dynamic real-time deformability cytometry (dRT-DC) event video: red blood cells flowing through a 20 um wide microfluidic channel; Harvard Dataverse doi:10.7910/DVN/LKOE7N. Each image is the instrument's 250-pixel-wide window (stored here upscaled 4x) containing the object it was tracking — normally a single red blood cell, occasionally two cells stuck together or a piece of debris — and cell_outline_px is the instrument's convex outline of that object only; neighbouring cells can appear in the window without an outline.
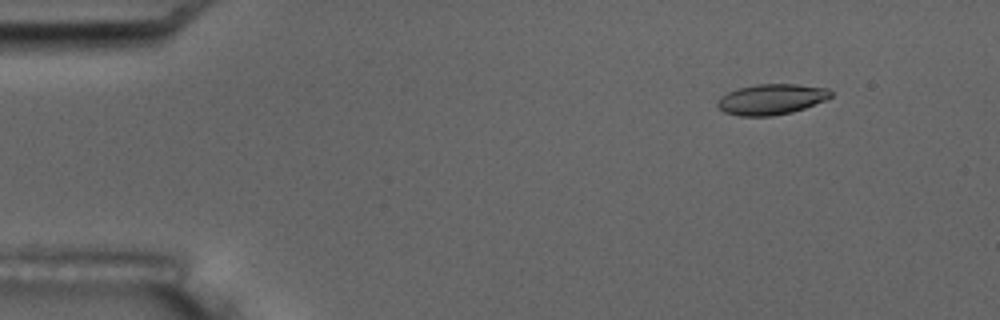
{"species": "common noctule bat (a hibernating species)", "species_latin": "Nyctalus noctula", "temperature_condition": "room temperature", "stored_images_in_passage": 5, "camera_frame_rate_fps": 3000, "um_per_image_px": 0.085, "animal": {"sex": "male", "body_mass_g": 17.5, "forearm_length_mm": 52.3}, "frame": {"image": 1, "passage_image": 2, "time_ms": 1.333, "image_size_px": [1000, 320], "cell_outline_px": [[832, 96], [824, 100], [804, 108], [792, 112], [772, 116], [740, 116], [724, 112], [716, 104], [720, 96], [736, 88], [756, 84], [796, 84], [828, 88], [832, 92]], "centroid_in_image_um": [65.54, 8.43], "position_along_channel_um": 19.5, "area_um2": 20.23}}